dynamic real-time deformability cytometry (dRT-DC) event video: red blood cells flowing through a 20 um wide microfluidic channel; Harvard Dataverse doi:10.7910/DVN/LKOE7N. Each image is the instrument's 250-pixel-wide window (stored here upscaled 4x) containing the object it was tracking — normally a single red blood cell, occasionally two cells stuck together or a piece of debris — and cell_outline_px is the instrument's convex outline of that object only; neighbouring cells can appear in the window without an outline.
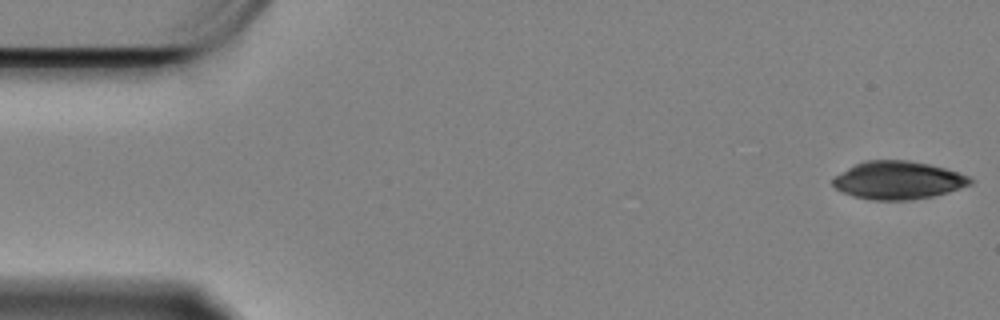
{"species": "Egyptian fruit bat (a non-hibernating species)", "species_latin": "Rousettus aegyptiacus", "temperature_condition": "cold", "stored_images_in_passage": 58, "camera_frame_rate_fps": 3000, "um_per_image_px": 0.085, "animal": {"sex": "female"}, "frame": {"image": 1, "passage_image": 1, "time_ms": 0.0, "image_size_px": [1000, 320], "cell_outline_px": [[976, 180], [972, 184], [948, 192], [932, 196], [912, 200], [872, 200], [852, 196], [836, 188], [832, 184], [832, 176], [864, 160], [908, 160], [928, 164], [944, 168], [968, 176]], "centroid_in_image_um": [76.32, 15.32], "position_along_channel_um": 8.7, "area_um2": 30.46}}
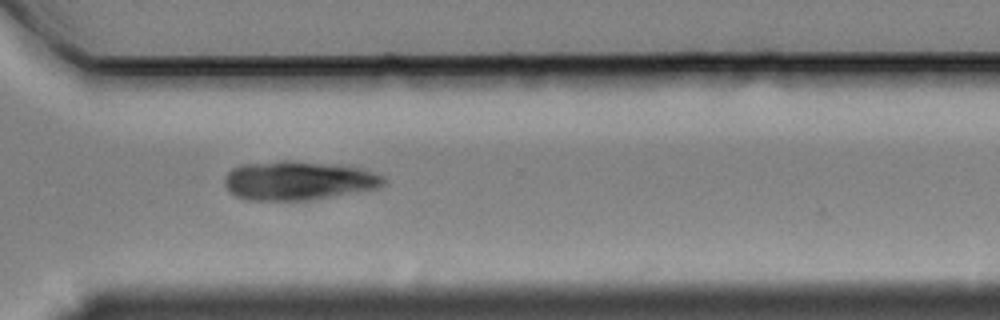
{"frame": {"image": 2, "passage_image": 42, "time_ms": 13.667, "image_size_px": [1000, 320], "cell_outline_px": [[384, 184], [376, 188], [332, 196], [308, 200], [244, 200], [236, 196], [224, 184], [224, 176], [232, 168], [244, 164], [284, 160], [288, 160], [340, 164], [360, 168], [376, 172], [384, 176]], "centroid_in_image_um": [25.35, 15.33], "position_along_channel_um": 345.3, "area_um2": 36.18}}
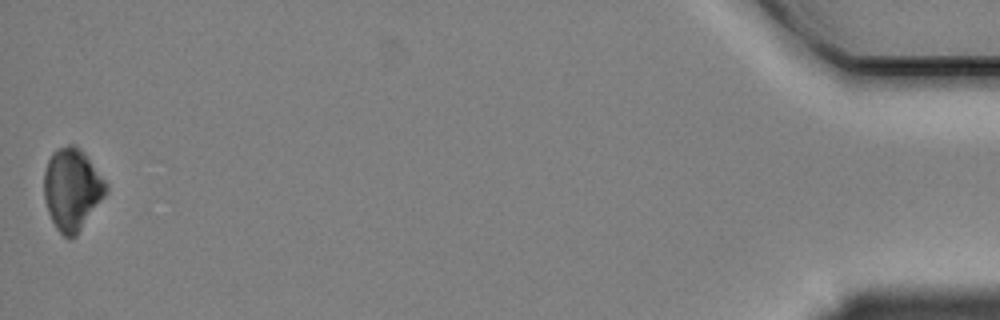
{"frame": {"image": 3, "passage_image": 58, "time_ms": 19.0, "image_size_px": [1000, 320], "cell_outline_px": [[108, 192], [76, 236], [68, 240], [56, 228], [48, 212], [44, 200], [44, 172], [48, 160], [52, 152], [56, 148], [68, 144], [76, 144], [84, 152], [108, 184]], "centroid_in_image_um": [6.13, 16.07], "position_along_channel_um": 429.1, "area_um2": 29.88}}